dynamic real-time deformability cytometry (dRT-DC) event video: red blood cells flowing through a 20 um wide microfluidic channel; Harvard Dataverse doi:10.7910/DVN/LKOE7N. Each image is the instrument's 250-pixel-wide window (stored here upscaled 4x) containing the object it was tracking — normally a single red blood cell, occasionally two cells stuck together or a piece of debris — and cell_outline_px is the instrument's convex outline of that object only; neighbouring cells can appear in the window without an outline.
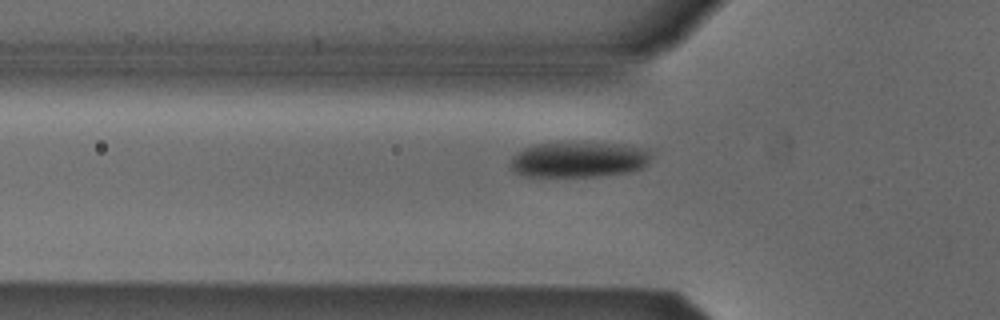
{"species": "Egyptian fruit bat (a non-hibernating species)", "species_latin": "Rousettus aegyptiacus", "temperature_condition": "cold", "stored_images_in_passage": 7, "camera_frame_rate_fps": 3000, "um_per_image_px": 0.085, "animal": {"sex": "male"}, "frame": {"image": 1, "passage_image": 7, "time_ms": 2.0, "image_size_px": [1000, 320], "cell_outline_px": [[656, 152], [648, 164], [644, 168], [632, 172], [600, 176], [524, 176], [512, 172], [508, 164], [508, 160], [516, 152], [532, 144], [584, 140], [624, 144], [652, 148]], "centroid_in_image_um": [49.27, 13.52], "position_along_channel_um": 76.5, "area_um2": 31.1}}